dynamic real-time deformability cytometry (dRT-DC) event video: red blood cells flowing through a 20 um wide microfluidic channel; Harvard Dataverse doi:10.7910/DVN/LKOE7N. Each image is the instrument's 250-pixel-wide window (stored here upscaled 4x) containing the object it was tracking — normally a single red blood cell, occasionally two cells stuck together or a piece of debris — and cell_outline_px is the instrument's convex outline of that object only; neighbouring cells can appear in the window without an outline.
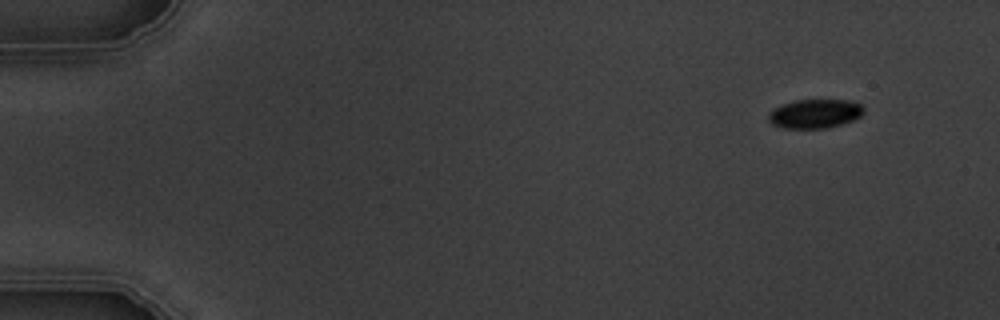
{"species": "common noctule bat (a hibernating species)", "species_latin": "Nyctalus noctula", "temperature_condition": "warm", "stored_images_in_passage": 5, "camera_frame_rate_fps": 3000, "um_per_image_px": 0.085, "animal": {"sex": "male", "body_mass_g": 19.5, "forearm_length_mm": 54.6}, "frame": {"image": 1, "passage_image": 1, "time_ms": 0.0, "image_size_px": [1000, 320], "cell_outline_px": [[864, 112], [860, 116], [852, 120], [840, 124], [824, 128], [784, 128], [772, 124], [768, 120], [768, 112], [784, 104], [796, 100], [848, 100], [860, 104], [864, 108]], "centroid_in_image_um": [69.26, 9.66], "position_along_channel_um": 15.7, "area_um2": 15.9}}
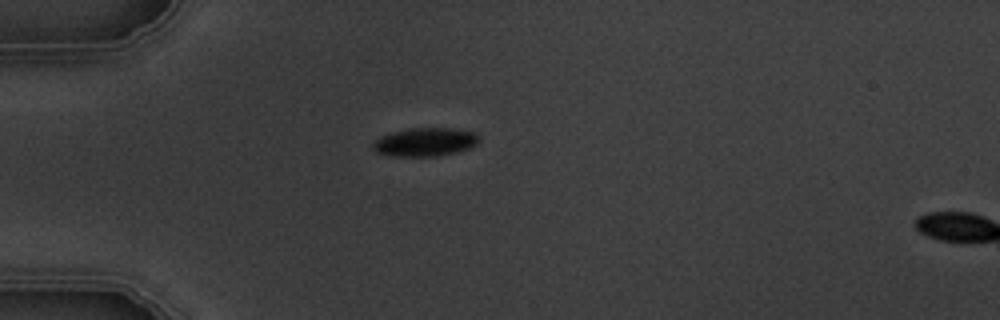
{"frame": {"image": 2, "passage_image": 4, "time_ms": 3.667, "image_size_px": [1000, 320], "cell_outline_px": [[480, 140], [476, 144], [468, 148], [456, 152], [436, 156], [392, 156], [376, 152], [372, 148], [372, 144], [380, 136], [392, 132], [412, 128], [452, 128], [472, 132], [480, 136]], "centroid_in_image_um": [36.12, 12.07], "position_along_channel_um": 48.9, "area_um2": 17.51}}